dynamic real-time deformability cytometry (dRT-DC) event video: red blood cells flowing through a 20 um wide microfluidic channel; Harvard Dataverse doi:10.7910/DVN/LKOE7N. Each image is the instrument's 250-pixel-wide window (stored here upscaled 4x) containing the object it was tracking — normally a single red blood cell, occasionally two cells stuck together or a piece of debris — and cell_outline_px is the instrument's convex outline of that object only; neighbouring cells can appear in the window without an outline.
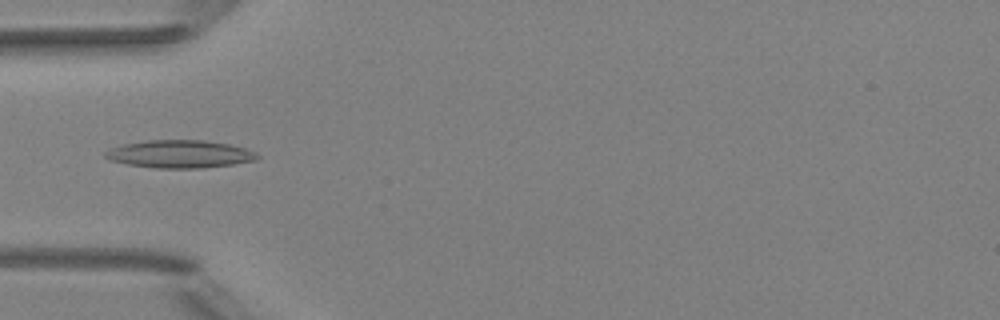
{"species": "Egyptian fruit bat (a non-hibernating species)", "species_latin": "Rousettus aegyptiacus", "temperature_condition": "room temperature", "stored_images_in_passage": 5, "camera_frame_rate_fps": 3000, "um_per_image_px": 0.085, "animal": {"sex": "female"}, "frame": {"image": 1, "passage_image": 5, "time_ms": 4.333, "image_size_px": [1000, 320], "cell_outline_px": [[260, 156], [256, 160], [232, 164], [204, 168], [152, 168], [128, 164], [112, 160], [104, 156], [104, 152], [112, 148], [124, 144], [148, 140], [204, 140], [228, 144], [244, 148], [256, 152]], "centroid_in_image_um": [15.3, 13.1], "position_along_channel_um": 69.7, "area_um2": 24.45}}